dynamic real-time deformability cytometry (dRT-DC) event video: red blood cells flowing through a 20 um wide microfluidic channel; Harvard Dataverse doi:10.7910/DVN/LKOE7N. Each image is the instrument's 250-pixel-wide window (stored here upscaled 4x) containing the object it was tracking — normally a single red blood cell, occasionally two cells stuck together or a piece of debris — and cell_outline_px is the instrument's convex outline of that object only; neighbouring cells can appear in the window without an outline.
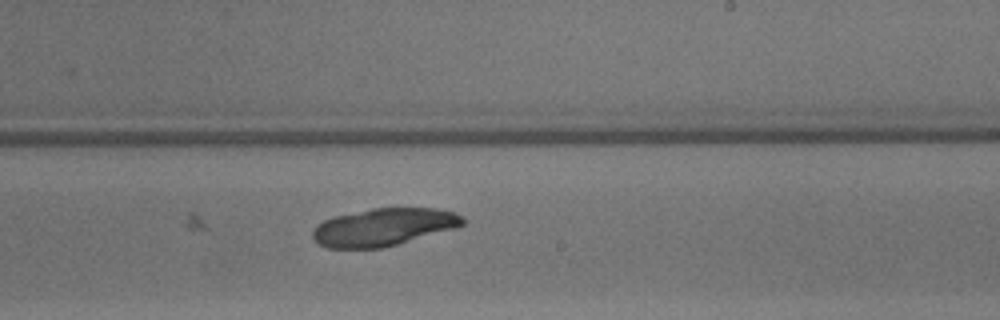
{"species": "common noctule bat (a hibernating species)", "species_latin": "Nyctalus noctula", "temperature_condition": "warm", "stored_images_in_passage": 30, "camera_frame_rate_fps": 3000, "um_per_image_px": 0.085, "animal": {"sex": "male", "body_mass_g": 13.3}, "frame": {"image": 1, "passage_image": 30, "time_ms": 9.667, "image_size_px": [1000, 320], "cell_outline_px": [[464, 224], [456, 228], [384, 248], [328, 248], [320, 244], [312, 236], [312, 232], [316, 224], [324, 220], [336, 216], [372, 208], [436, 208], [452, 212], [460, 216], [464, 220]], "centroid_in_image_um": [32.6, 19.31], "position_along_channel_um": 256.4, "area_um2": 32.71}}